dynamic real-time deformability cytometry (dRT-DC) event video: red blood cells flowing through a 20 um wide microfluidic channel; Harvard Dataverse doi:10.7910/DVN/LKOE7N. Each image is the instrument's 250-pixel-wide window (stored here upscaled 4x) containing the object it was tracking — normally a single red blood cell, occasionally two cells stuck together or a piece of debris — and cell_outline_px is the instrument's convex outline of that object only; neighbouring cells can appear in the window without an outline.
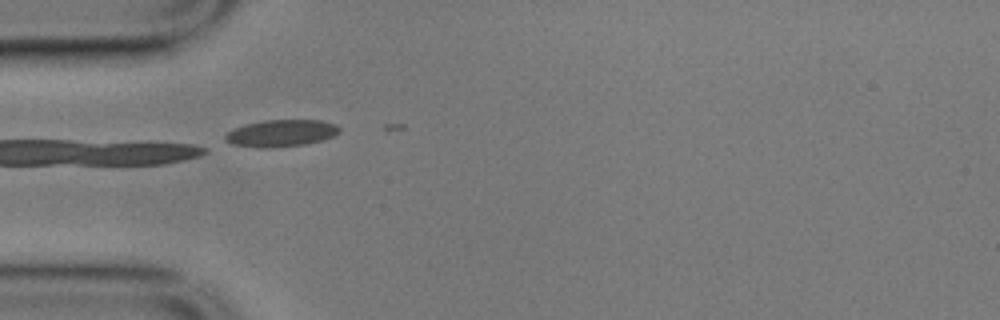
{"species": "common noctule bat (a hibernating species)", "species_latin": "Nyctalus noctula", "temperature_condition": "cold", "stored_images_in_passage": 5, "camera_frame_rate_fps": 3000, "um_per_image_px": 0.085, "animal": {"sex": "male", "body_mass_g": 17.9}, "frame": {"image": 1, "passage_image": 1, "time_ms": 0.0, "image_size_px": [1000, 320], "cell_outline_px": [[340, 132], [324, 140], [304, 144], [276, 148], [256, 148], [232, 144], [224, 140], [224, 136], [232, 128], [244, 124], [264, 120], [320, 120], [336, 124], [340, 128]], "centroid_in_image_um": [23.87, 11.32], "position_along_channel_um": 61.1, "area_um2": 18.21}}